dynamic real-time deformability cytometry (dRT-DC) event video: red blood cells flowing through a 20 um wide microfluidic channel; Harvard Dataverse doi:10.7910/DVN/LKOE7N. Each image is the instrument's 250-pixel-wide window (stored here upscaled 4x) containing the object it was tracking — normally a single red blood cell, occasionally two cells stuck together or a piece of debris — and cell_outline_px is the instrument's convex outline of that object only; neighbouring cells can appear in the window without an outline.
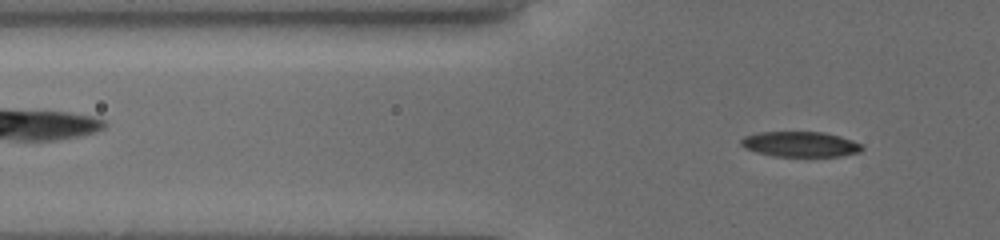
{"species": "common noctule bat (a hibernating species)", "species_latin": "Nyctalus noctula", "temperature_condition": "cold", "stored_images_in_passage": 49, "camera_frame_rate_fps": 3000, "um_per_image_px": 0.085, "animal": {"sex": "female", "body_mass_g": 19.5, "forearm_length_mm": 54.1}, "frame": {"image": 1, "passage_image": 22, "time_ms": 6.0, "image_size_px": [1000, 240], "cell_outline_px": [[864, 148], [860, 152], [840, 156], [772, 156], [756, 152], [744, 148], [740, 144], [740, 140], [744, 136], [760, 132], [824, 132], [840, 136], [864, 144]], "centroid_in_image_um": [68.04, 12.26], "position_along_channel_um": 57.8, "area_um2": 17.98}}
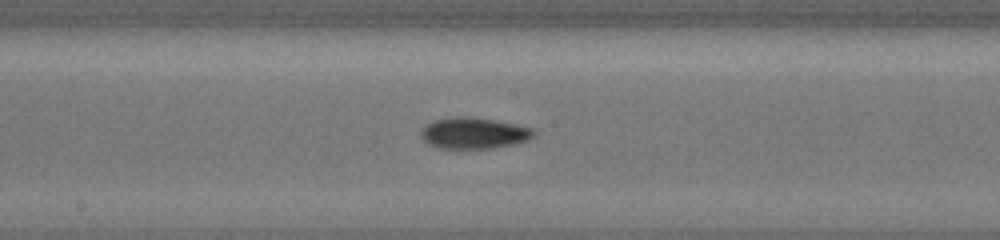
{"frame": {"image": 2, "passage_image": 37, "time_ms": 10.333, "image_size_px": [1000, 240], "cell_outline_px": [[536, 132], [528, 140], [512, 144], [492, 148], [440, 148], [428, 144], [420, 136], [420, 132], [432, 120], [456, 116], [460, 116], [492, 120], [532, 128]], "centroid_in_image_um": [40.24, 11.32], "position_along_channel_um": 208.0, "area_um2": 20.11}}
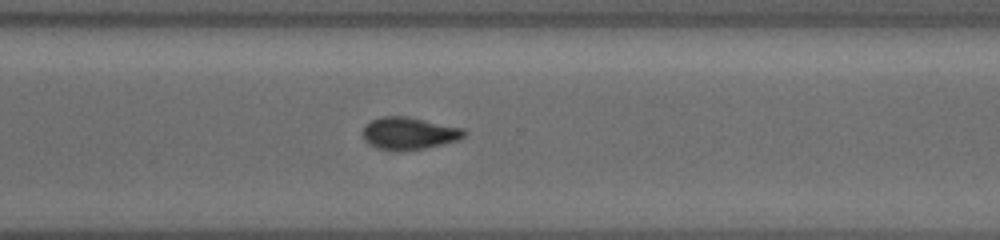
{"frame": {"image": 3, "passage_image": 48, "time_ms": 13.667, "image_size_px": [1000, 240], "cell_outline_px": [[464, 136], [456, 140], [424, 148], [376, 148], [368, 144], [364, 140], [364, 128], [372, 120], [380, 116], [408, 116], [460, 128], [464, 132]], "centroid_in_image_um": [34.72, 11.29], "position_along_channel_um": 335.9, "area_um2": 18.09}}